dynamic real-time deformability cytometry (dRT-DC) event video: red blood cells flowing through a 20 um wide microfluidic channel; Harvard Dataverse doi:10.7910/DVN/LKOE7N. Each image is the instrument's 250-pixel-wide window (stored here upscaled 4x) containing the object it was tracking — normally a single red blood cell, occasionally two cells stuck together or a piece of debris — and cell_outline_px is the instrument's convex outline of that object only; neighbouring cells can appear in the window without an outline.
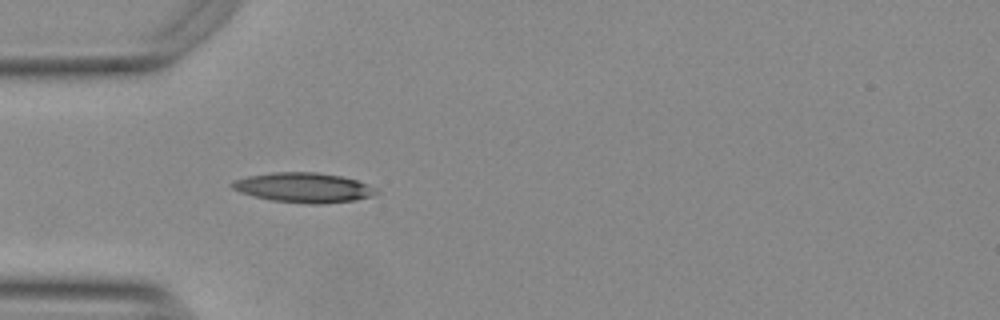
{"species": "Egyptian fruit bat (a non-hibernating species)", "species_latin": "Rousettus aegyptiacus", "temperature_condition": "warm", "stored_images_in_passage": 15, "camera_frame_rate_fps": 3000, "um_per_image_px": 0.085, "animal": {"sex": "female"}, "frame": {"image": 1, "passage_image": 5, "time_ms": 1.333, "image_size_px": [1000, 320], "cell_outline_px": [[380, 192], [372, 196], [356, 200], [320, 204], [312, 204], [272, 200], [240, 192], [232, 188], [228, 184], [232, 180], [248, 176], [272, 172], [316, 172], [340, 176], [356, 180], [376, 188]], "centroid_in_image_um": [25.8, 15.94], "position_along_channel_um": 59.2, "area_um2": 24.97}}
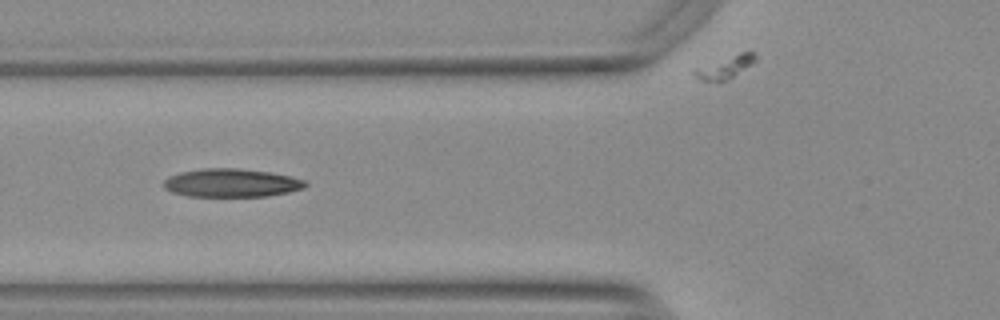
{"frame": {"image": 2, "passage_image": 9, "time_ms": 2.667, "image_size_px": [1000, 320], "cell_outline_px": [[308, 184], [304, 188], [288, 192], [264, 196], [188, 196], [172, 192], [164, 188], [164, 180], [168, 176], [180, 172], [200, 168], [236, 168], [268, 172], [288, 176], [304, 180]], "centroid_in_image_um": [19.62, 15.54], "position_along_channel_um": 106.2, "area_um2": 23.24}}